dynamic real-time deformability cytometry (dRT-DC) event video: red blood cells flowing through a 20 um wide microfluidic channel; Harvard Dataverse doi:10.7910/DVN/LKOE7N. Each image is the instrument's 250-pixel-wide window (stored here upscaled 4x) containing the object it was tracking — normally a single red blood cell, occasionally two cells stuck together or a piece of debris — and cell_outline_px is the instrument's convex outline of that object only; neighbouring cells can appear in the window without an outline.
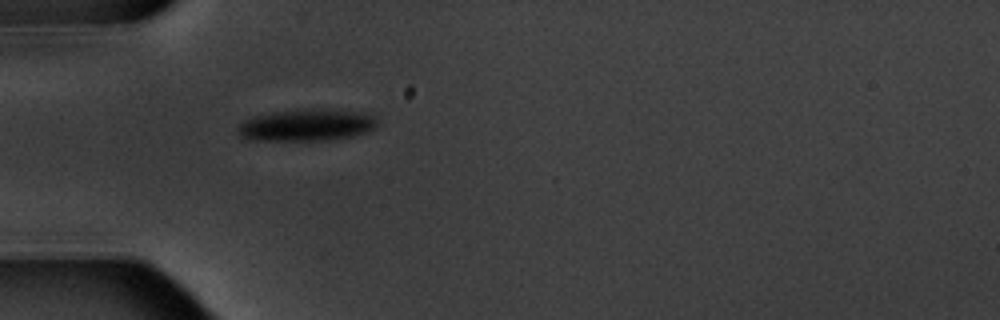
{"species": "common noctule bat (a hibernating species)", "species_latin": "Nyctalus noctula", "temperature_condition": "warm", "stored_images_in_passage": 1, "camera_frame_rate_fps": 3000, "um_per_image_px": 0.085, "animal": {"sex": "male", "body_mass_g": 20.1, "forearm_length_mm": 53.5}, "frame": {"image": 1, "passage_image": 1, "time_ms": 0.0, "image_size_px": [1000, 320], "cell_outline_px": [[376, 124], [372, 128], [364, 132], [352, 136], [324, 140], [248, 140], [240, 136], [236, 128], [244, 120], [252, 116], [276, 112], [304, 108], [320, 108], [372, 112], [376, 116]], "centroid_in_image_um": [26.07, 10.6], "position_along_channel_um": 58.9, "area_um2": 26.24}}